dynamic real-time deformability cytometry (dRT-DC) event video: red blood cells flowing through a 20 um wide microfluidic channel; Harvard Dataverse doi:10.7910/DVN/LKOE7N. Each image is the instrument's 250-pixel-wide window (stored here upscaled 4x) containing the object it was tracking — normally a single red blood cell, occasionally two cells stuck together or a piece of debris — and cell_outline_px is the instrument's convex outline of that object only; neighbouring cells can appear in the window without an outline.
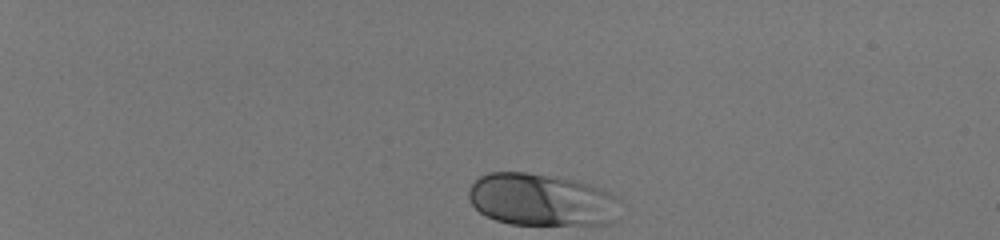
{"species": "human", "species_latin": "Homo sapiens", "temperature_condition": "room temperature", "stored_images_in_passage": 38, "camera_frame_rate_fps": 3000, "um_per_image_px": 0.085, "donor": {"sex": "male"}, "frame": {"image": 1, "passage_image": 1, "time_ms": 0.0, "image_size_px": [1000, 240], "cell_outline_px": [[620, 220], [612, 224], [508, 224], [484, 216], [472, 204], [468, 196], [468, 188], [480, 176], [488, 172], [528, 172], [576, 180], [588, 184], [608, 192], [616, 196], [620, 200]], "centroid_in_image_um": [46.07, 16.99], "position_along_channel_um": 38.9, "area_um2": 46.82}}
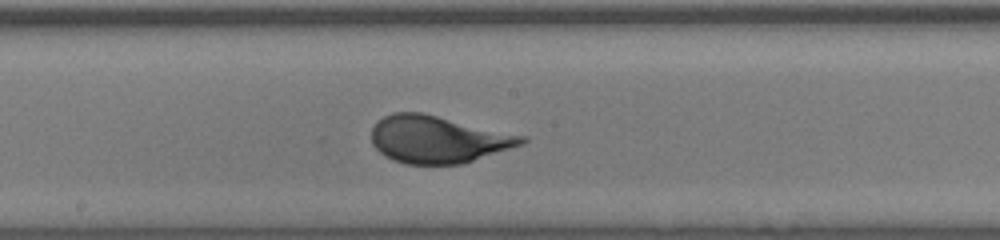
{"frame": {"image": 2, "passage_image": 22, "time_ms": 7.0, "image_size_px": [1000, 240], "cell_outline_px": [[528, 140], [524, 144], [464, 164], [404, 164], [392, 160], [384, 156], [372, 144], [372, 128], [384, 116], [392, 112], [424, 112], [528, 136]], "centroid_in_image_um": [37.27, 11.84], "position_along_channel_um": 210.9, "area_um2": 41.91}}
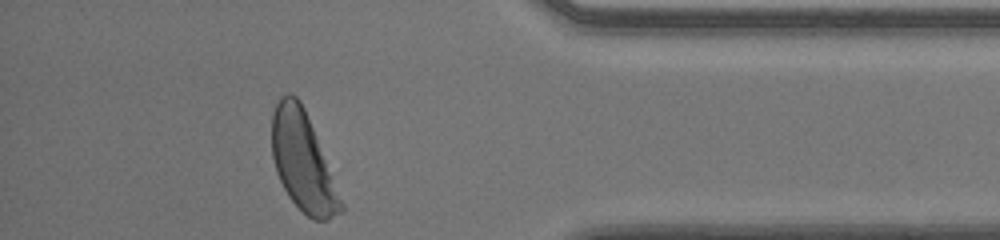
{"frame": {"image": 3, "passage_image": 38, "time_ms": 12.333, "image_size_px": [1000, 240], "cell_outline_px": [[344, 212], [328, 220], [312, 220], [288, 196], [276, 172], [272, 156], [272, 112], [280, 96], [288, 92], [292, 92], [300, 100], [304, 108], [344, 204]], "centroid_in_image_um": [25.73, 13.73], "position_along_channel_um": 409.5, "area_um2": 39.42}, "authors_computed_cell_mechanics": {"area_um2": 41.616, "velocity_mm_per_s": 4.0139, "shape_relaxation_time_tau1_ms": 2.4411, "shape_relaxation_time_tau2_ms": null, "deformation_change_tau1": 0.1564, "deformation_change_tau2": null}}